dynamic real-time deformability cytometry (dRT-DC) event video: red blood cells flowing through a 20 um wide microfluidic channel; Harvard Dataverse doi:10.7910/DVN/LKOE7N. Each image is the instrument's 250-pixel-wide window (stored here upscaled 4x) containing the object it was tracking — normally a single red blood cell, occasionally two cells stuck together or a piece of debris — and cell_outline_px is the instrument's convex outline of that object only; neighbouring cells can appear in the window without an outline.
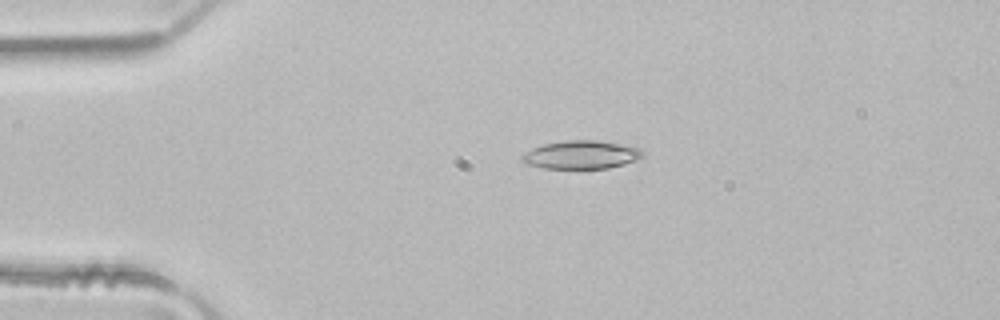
{"species": "common noctule bat (a hibernating species)", "species_latin": "Nyctalus noctula", "temperature_condition": "room temperature", "stored_images_in_passage": 3, "camera_frame_rate_fps": 3000, "um_per_image_px": 0.085, "animal": {"sex": "male", "body_mass_g": 21.5, "forearm_length_mm": 52.0}, "frame": {"image": 1, "passage_image": 2, "time_ms": 0.333, "image_size_px": [1000, 320], "cell_outline_px": [[644, 156], [640, 160], [608, 168], [544, 168], [528, 164], [520, 160], [520, 156], [532, 148], [544, 144], [564, 140], [596, 140], [620, 144], [640, 148], [644, 152]], "centroid_in_image_um": [49.43, 13.15], "position_along_channel_um": 35.6, "area_um2": 19.94}}